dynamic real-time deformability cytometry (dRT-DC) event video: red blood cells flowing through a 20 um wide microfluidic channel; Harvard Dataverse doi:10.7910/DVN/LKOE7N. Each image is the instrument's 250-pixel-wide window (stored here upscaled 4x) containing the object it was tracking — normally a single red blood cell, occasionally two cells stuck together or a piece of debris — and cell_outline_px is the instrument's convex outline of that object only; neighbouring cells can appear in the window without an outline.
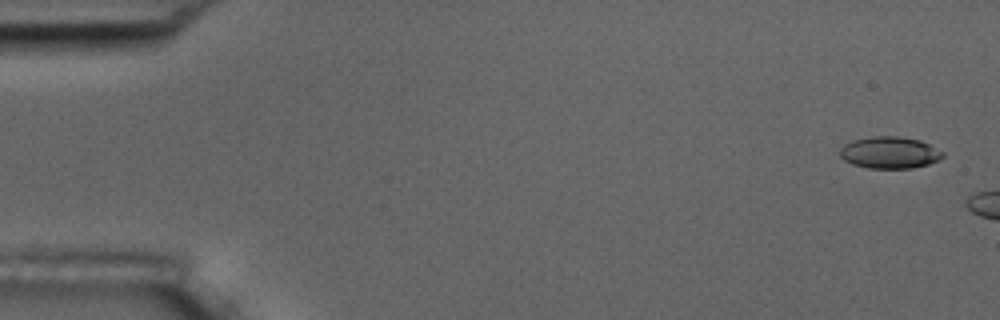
{"species": "common noctule bat (a hibernating species)", "species_latin": "Nyctalus noctula", "temperature_condition": "room temperature", "stored_images_in_passage": 3, "camera_frame_rate_fps": 3000, "um_per_image_px": 0.085, "animal": {"sex": "male", "body_mass_g": 17.5, "forearm_length_mm": 52.3}, "frame": {"image": 1, "passage_image": 1, "time_ms": 0.0, "image_size_px": [1000, 320], "cell_outline_px": [[944, 156], [940, 160], [928, 164], [912, 168], [868, 168], [852, 164], [844, 160], [840, 156], [840, 148], [844, 144], [852, 140], [872, 136], [896, 136], [920, 140], [944, 152]], "centroid_in_image_um": [75.61, 12.97], "position_along_channel_um": 9.4, "area_um2": 19.13}}